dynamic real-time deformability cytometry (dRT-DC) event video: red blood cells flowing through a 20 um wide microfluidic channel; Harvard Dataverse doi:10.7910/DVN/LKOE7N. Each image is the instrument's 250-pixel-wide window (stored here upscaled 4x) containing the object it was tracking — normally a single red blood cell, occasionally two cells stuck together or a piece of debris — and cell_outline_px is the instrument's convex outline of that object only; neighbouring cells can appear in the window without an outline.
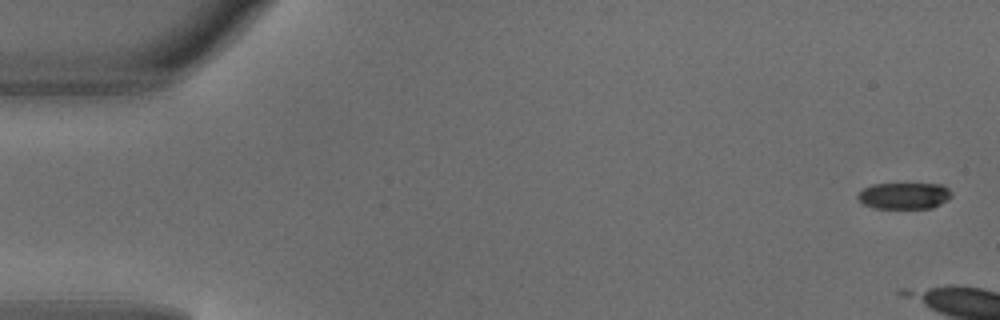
{"species": "common noctule bat (a hibernating species)", "species_latin": "Nyctalus noctula", "temperature_condition": "warm", "stored_images_in_passage": 5, "camera_frame_rate_fps": 3000, "um_per_image_px": 0.085, "animal": {"sex": "male", "body_mass_g": 18.8}, "frame": {"image": 1, "passage_image": 1, "time_ms": 0.0, "image_size_px": [1000, 320], "cell_outline_px": [[952, 196], [948, 200], [932, 208], [872, 208], [864, 204], [856, 196], [864, 188], [872, 184], [944, 184], [952, 192]], "centroid_in_image_um": [76.89, 16.64], "position_along_channel_um": 8.1, "area_um2": 14.51}}